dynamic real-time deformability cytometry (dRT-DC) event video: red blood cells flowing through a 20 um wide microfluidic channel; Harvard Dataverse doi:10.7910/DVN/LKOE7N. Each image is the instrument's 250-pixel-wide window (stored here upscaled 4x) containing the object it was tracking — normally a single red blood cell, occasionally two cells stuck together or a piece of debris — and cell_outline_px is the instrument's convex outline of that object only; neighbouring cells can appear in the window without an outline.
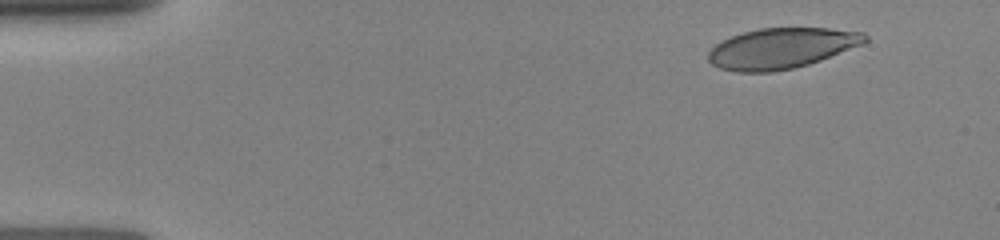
{"species": "human", "species_latin": "Homo sapiens", "temperature_condition": "room temperature", "stored_images_in_passage": 19, "camera_frame_rate_fps": 3000, "um_per_image_px": 0.085, "donor": {"sex": "female"}, "frame": {"image": 1, "passage_image": 1, "time_ms": 0.0, "image_size_px": [1000, 240], "cell_outline_px": [[868, 40], [864, 44], [820, 60], [808, 64], [792, 68], [772, 72], [736, 72], [720, 68], [712, 64], [708, 60], [708, 52], [720, 40], [744, 32], [760, 28], [828, 28], [864, 32], [868, 36]], "centroid_in_image_um": [66.43, 4.1], "position_along_channel_um": 18.6, "area_um2": 37.05}}
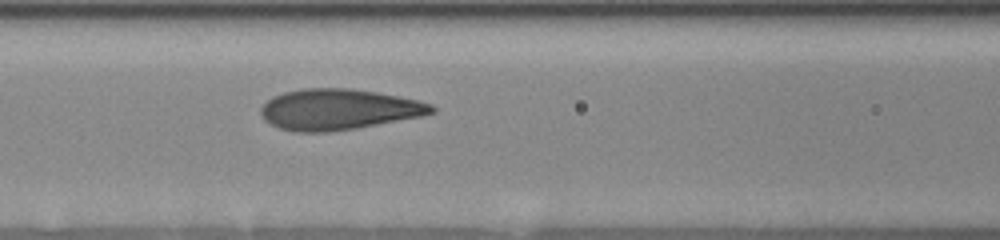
{"frame": {"image": 2, "passage_image": 14, "time_ms": 5.333, "image_size_px": [1000, 240], "cell_outline_px": [[436, 112], [420, 116], [356, 128], [328, 132], [292, 132], [280, 128], [264, 120], [260, 112], [260, 108], [272, 96], [284, 92], [304, 88], [352, 88], [376, 92], [420, 100], [432, 104], [436, 108]], "centroid_in_image_um": [28.77, 9.29], "position_along_channel_um": 137.8, "area_um2": 40.63}}
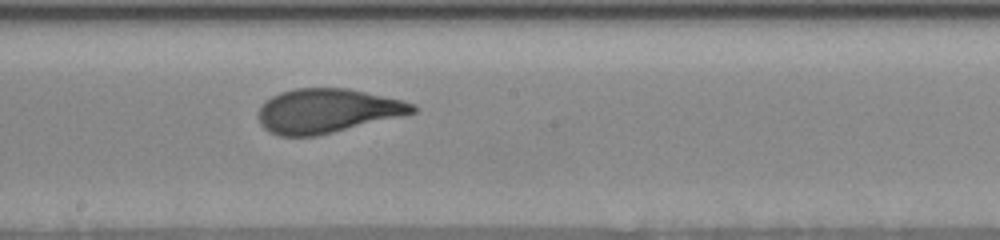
{"frame": {"image": 3, "passage_image": 19, "time_ms": 7.333, "image_size_px": [1000, 240], "cell_outline_px": [[416, 112], [400, 116], [316, 136], [280, 136], [268, 132], [260, 124], [260, 108], [272, 96], [280, 92], [296, 88], [348, 88], [404, 100], [416, 104]], "centroid_in_image_um": [27.83, 9.41], "position_along_channel_um": 220.4, "area_um2": 39.42}}